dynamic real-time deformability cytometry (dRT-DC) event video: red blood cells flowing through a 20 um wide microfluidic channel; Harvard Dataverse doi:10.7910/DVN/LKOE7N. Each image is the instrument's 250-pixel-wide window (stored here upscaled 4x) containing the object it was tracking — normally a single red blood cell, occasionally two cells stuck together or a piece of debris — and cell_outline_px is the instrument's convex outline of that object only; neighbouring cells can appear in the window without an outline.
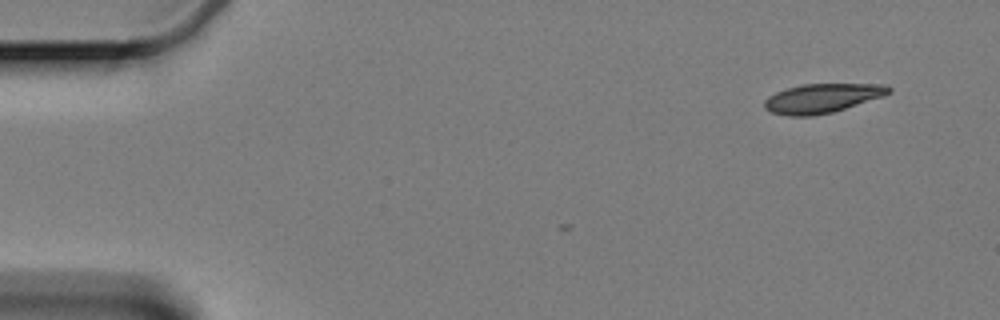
{"species": "Egyptian fruit bat (a non-hibernating species)", "species_latin": "Rousettus aegyptiacus", "temperature_condition": "cold", "stored_images_in_passage": 5, "camera_frame_rate_fps": 3000, "um_per_image_px": 0.085, "animal": {"sex": "female"}, "frame": {"image": 1, "passage_image": 5, "time_ms": 1.333, "image_size_px": [1000, 320], "cell_outline_px": [[892, 92], [884, 96], [832, 112], [812, 116], [788, 116], [772, 112], [764, 108], [764, 100], [768, 96], [776, 92], [788, 88], [804, 84], [888, 84], [892, 88]], "centroid_in_image_um": [69.91, 8.34], "position_along_channel_um": 15.1, "area_um2": 21.15}}